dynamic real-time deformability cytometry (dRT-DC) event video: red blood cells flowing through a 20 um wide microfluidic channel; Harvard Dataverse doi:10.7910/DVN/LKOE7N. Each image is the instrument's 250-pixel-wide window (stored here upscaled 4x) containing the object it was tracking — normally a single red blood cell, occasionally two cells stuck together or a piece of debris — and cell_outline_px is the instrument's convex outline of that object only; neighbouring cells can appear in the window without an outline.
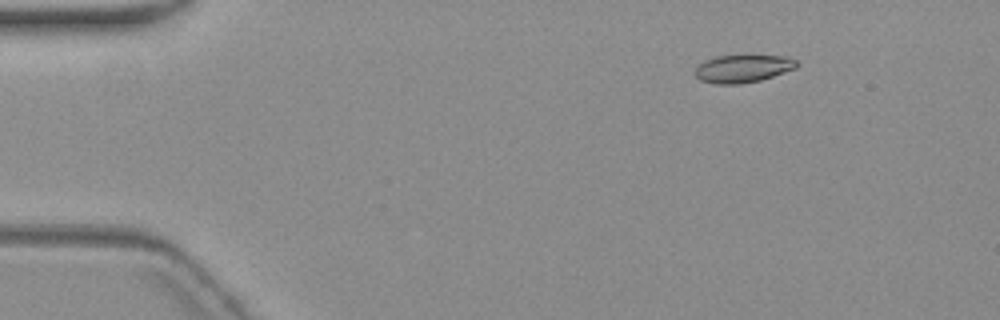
{"species": "common noctule bat (a hibernating species)", "species_latin": "Nyctalus noctula", "temperature_condition": "warm", "stored_images_in_passage": 6, "camera_frame_rate_fps": 3000, "um_per_image_px": 0.085, "animal": {"sex": "female", "body_mass_g": 19.3, "forearm_length_mm": 54.1}, "frame": {"image": 1, "passage_image": 2, "time_ms": 1.333, "image_size_px": [1000, 320], "cell_outline_px": [[800, 64], [796, 68], [760, 80], [740, 84], [716, 84], [700, 80], [696, 76], [696, 68], [704, 60], [716, 56], [788, 56], [796, 60]], "centroid_in_image_um": [63.16, 5.83], "position_along_channel_um": 21.8, "area_um2": 16.3}}
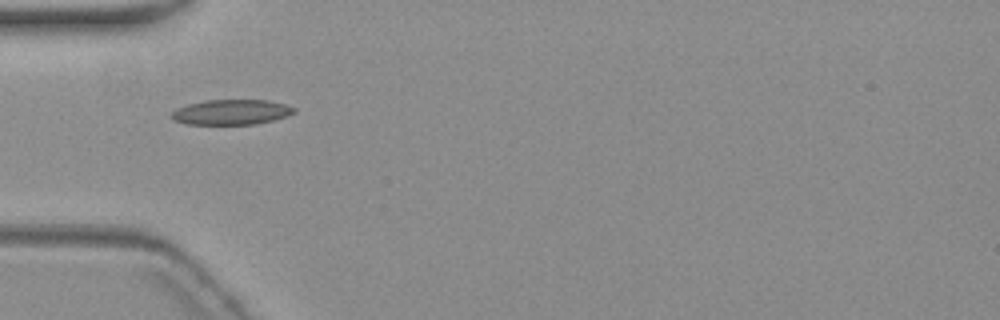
{"frame": {"image": 2, "passage_image": 5, "time_ms": 5.0, "image_size_px": [1000, 320], "cell_outline_px": [[296, 112], [288, 116], [256, 124], [184, 124], [172, 120], [172, 112], [176, 108], [188, 104], [204, 100], [268, 100], [284, 104], [296, 108]], "centroid_in_image_um": [19.66, 9.53], "position_along_channel_um": 65.3, "area_um2": 18.03}}
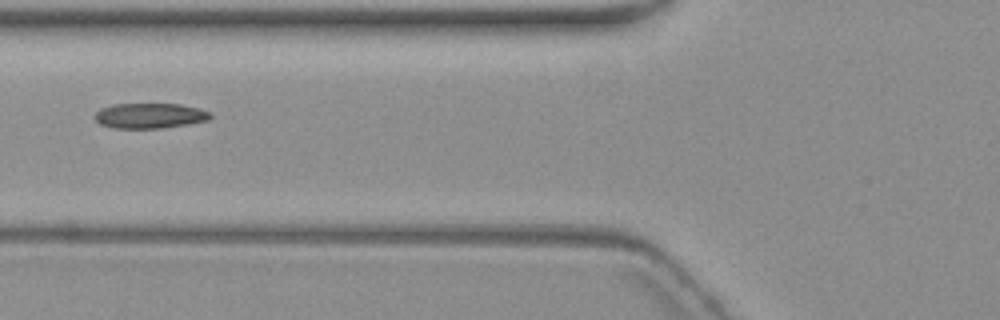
{"frame": {"image": 3, "passage_image": 6, "time_ms": 6.333, "image_size_px": [1000, 320], "cell_outline_px": [[212, 116], [208, 120], [188, 124], [160, 128], [112, 128], [100, 124], [92, 116], [100, 108], [112, 104], [180, 104], [200, 108], [212, 112]], "centroid_in_image_um": [12.72, 9.83], "position_along_channel_um": 113.1, "area_um2": 17.17}}